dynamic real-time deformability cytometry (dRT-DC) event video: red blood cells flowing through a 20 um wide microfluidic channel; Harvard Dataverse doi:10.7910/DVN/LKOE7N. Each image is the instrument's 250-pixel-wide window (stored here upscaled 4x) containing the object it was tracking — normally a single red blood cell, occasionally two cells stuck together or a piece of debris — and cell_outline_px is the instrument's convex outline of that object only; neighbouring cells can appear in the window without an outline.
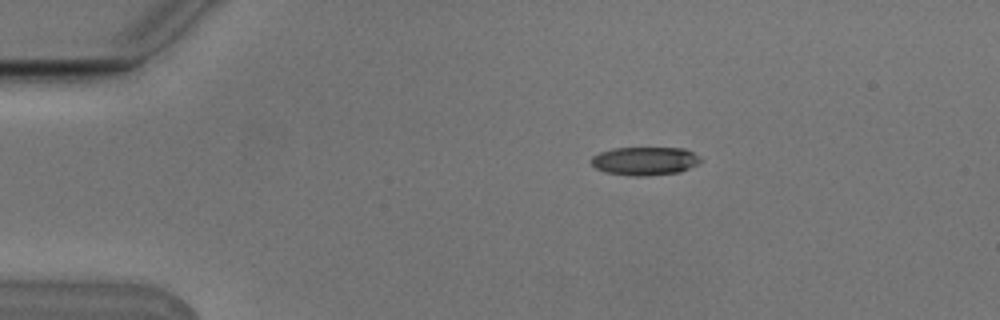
{"species": "Egyptian fruit bat (a non-hibernating species)", "species_latin": "Rousettus aegyptiacus", "temperature_condition": "cold", "stored_images_in_passage": 5, "camera_frame_rate_fps": 3000, "um_per_image_px": 0.085, "animal": {"sex": "male"}, "frame": {"image": 1, "passage_image": 3, "time_ms": 0.667, "image_size_px": [1000, 320], "cell_outline_px": [[704, 160], [700, 164], [680, 172], [644, 176], [632, 176], [604, 172], [596, 168], [588, 160], [592, 156], [600, 152], [612, 148], [684, 148], [700, 156]], "centroid_in_image_um": [54.83, 13.68], "position_along_channel_um": 30.2, "area_um2": 18.38}}